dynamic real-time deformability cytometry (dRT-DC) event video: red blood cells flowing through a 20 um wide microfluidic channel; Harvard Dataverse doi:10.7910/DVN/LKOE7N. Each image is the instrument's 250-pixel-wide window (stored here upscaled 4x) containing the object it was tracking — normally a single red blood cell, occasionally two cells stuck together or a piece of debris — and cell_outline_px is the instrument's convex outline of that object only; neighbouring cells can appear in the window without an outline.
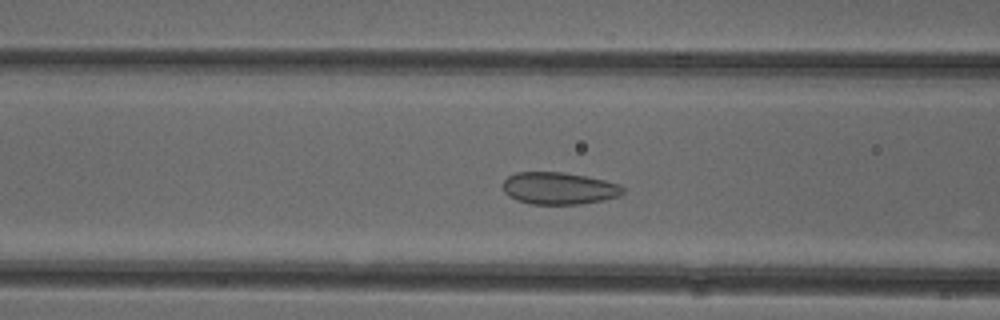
{"species": "common noctule bat (a hibernating species)", "species_latin": "Nyctalus noctula", "temperature_condition": "cold", "stored_images_in_passage": 49, "camera_frame_rate_fps": 3000, "um_per_image_px": 0.085, "animal": {"sex": "female"}, "frame": {"image": 1, "passage_image": 17, "time_ms": 5.333, "image_size_px": [1000, 320], "cell_outline_px": [[624, 192], [620, 196], [604, 200], [580, 204], [532, 204], [516, 200], [508, 196], [504, 192], [504, 180], [508, 176], [516, 172], [564, 172], [604, 180], [620, 184], [624, 188]], "centroid_in_image_um": [47.52, 16.01], "position_along_channel_um": 119.1, "area_um2": 22.54}}
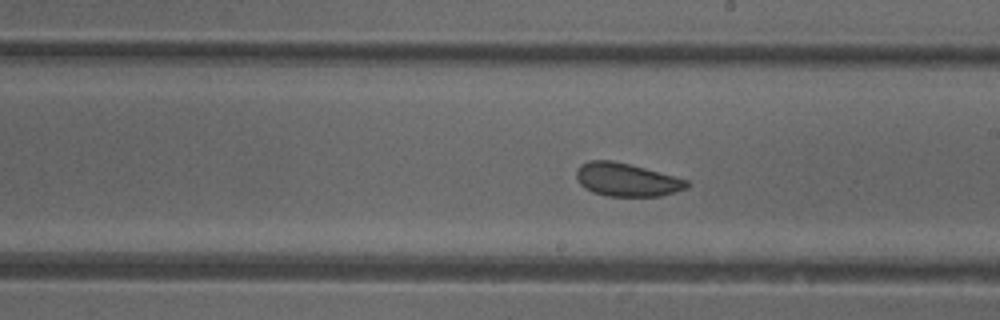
{"frame": {"image": 2, "passage_image": 26, "time_ms": 8.333, "image_size_px": [1000, 320], "cell_outline_px": [[692, 184], [688, 188], [676, 192], [660, 196], [608, 196], [592, 192], [584, 188], [580, 184], [576, 176], [576, 172], [580, 164], [588, 160], [612, 160], [644, 168], [688, 180]], "centroid_in_image_um": [53.27, 15.28], "position_along_channel_um": 235.7, "area_um2": 21.44}}
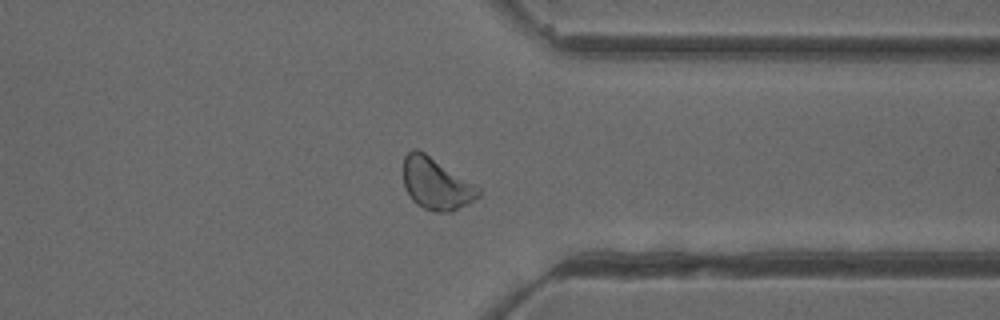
{"frame": {"image": 3, "passage_image": 37, "time_ms": 12.0, "image_size_px": [1000, 320], "cell_outline_px": [[480, 196], [468, 204], [452, 212], [432, 212], [416, 204], [412, 200], [404, 188], [404, 156], [412, 148], [416, 148], [424, 152], [480, 188]], "centroid_in_image_um": [37.06, 15.64], "position_along_channel_um": 374.3, "area_um2": 22.6}, "authors_computed_cell_mechanics": {"area_um2": 22.542, "velocity_mm_per_s": 3.8866, "shape_relaxation_time_tau1_ms": 4.0445, "shape_relaxation_time_tau2_ms": 1.5129, "deformation_change_tau1": 0.0582, "deformation_change_tau2": 0.0472}}